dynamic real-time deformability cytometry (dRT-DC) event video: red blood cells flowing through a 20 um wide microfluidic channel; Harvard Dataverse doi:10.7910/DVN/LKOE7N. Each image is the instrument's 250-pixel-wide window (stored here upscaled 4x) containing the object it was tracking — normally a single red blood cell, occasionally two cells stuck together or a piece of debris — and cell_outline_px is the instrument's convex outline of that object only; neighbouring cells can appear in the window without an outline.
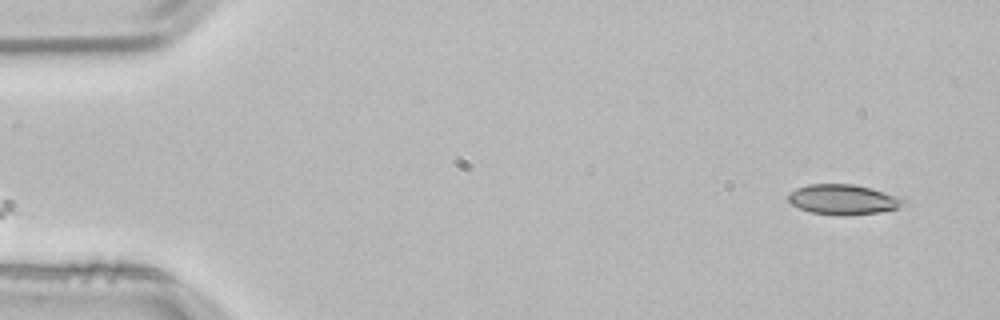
{"species": "common noctule bat (a hibernating species)", "species_latin": "Nyctalus noctula", "temperature_condition": "room temperature", "stored_images_in_passage": 3, "camera_frame_rate_fps": 3000, "um_per_image_px": 0.085, "animal": {"sex": "male", "body_mass_g": 21.5, "forearm_length_mm": 52.0}, "frame": {"image": 1, "passage_image": 1, "time_ms": 0.0, "image_size_px": [1000, 320], "cell_outline_px": [[908, 204], [896, 208], [880, 212], [844, 216], [840, 216], [812, 212], [800, 208], [792, 204], [788, 200], [788, 192], [796, 188], [808, 184], [852, 184], [872, 188], [908, 196]], "centroid_in_image_um": [71.79, 16.95], "position_along_channel_um": 13.2, "area_um2": 20.87}}
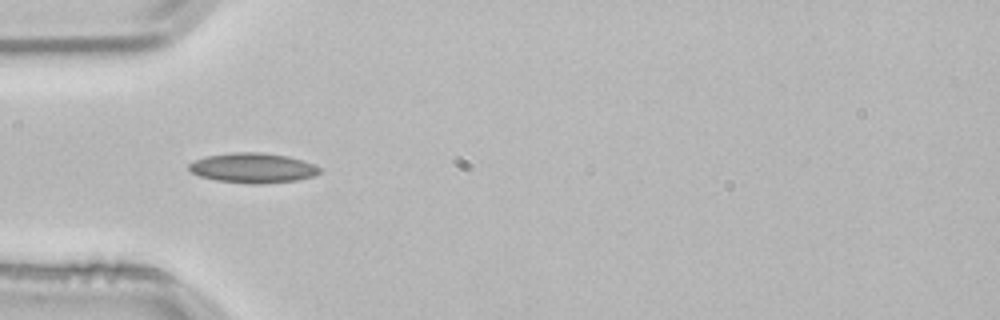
{"frame": {"image": 2, "passage_image": 3, "time_ms": 0.667, "image_size_px": [1000, 320], "cell_outline_px": [[320, 172], [316, 176], [296, 180], [260, 184], [252, 184], [216, 180], [200, 176], [192, 172], [188, 168], [188, 164], [204, 156], [232, 152], [260, 152], [288, 156], [316, 164], [320, 168]], "centroid_in_image_um": [21.51, 14.27], "position_along_channel_um": 63.5, "area_um2": 22.89}}